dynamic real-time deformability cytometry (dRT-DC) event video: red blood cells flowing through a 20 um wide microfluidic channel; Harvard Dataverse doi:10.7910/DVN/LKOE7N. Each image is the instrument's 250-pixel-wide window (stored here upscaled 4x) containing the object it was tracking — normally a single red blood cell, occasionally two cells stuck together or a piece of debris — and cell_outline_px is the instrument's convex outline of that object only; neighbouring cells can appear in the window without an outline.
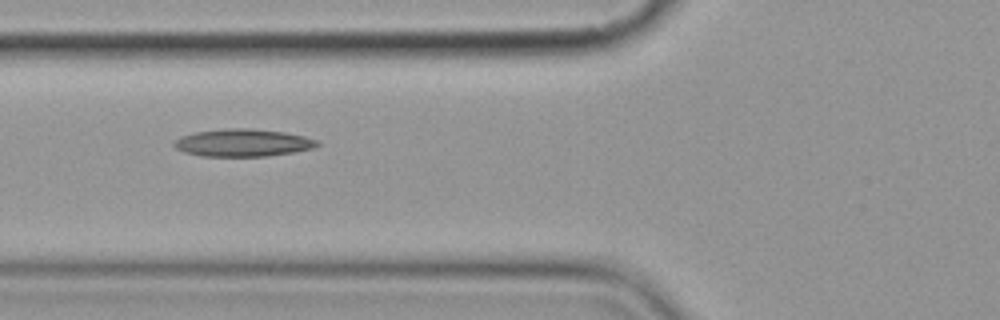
{"species": "common noctule bat (a hibernating species)", "species_latin": "Nyctalus noctula", "temperature_condition": "cold", "stored_images_in_passage": 2, "camera_frame_rate_fps": 3000, "um_per_image_px": 0.085, "animal": {"sex": "female", "body_mass_g": 19.9}, "frame": {"image": 1, "passage_image": 2, "time_ms": 1.333, "image_size_px": [1000, 320], "cell_outline_px": [[320, 144], [312, 148], [292, 152], [268, 156], [200, 156], [184, 152], [176, 148], [172, 144], [180, 136], [196, 132], [224, 128], [252, 128], [284, 132], [304, 136], [316, 140]], "centroid_in_image_um": [20.61, 12.13], "position_along_channel_um": 105.2, "area_um2": 22.89}}